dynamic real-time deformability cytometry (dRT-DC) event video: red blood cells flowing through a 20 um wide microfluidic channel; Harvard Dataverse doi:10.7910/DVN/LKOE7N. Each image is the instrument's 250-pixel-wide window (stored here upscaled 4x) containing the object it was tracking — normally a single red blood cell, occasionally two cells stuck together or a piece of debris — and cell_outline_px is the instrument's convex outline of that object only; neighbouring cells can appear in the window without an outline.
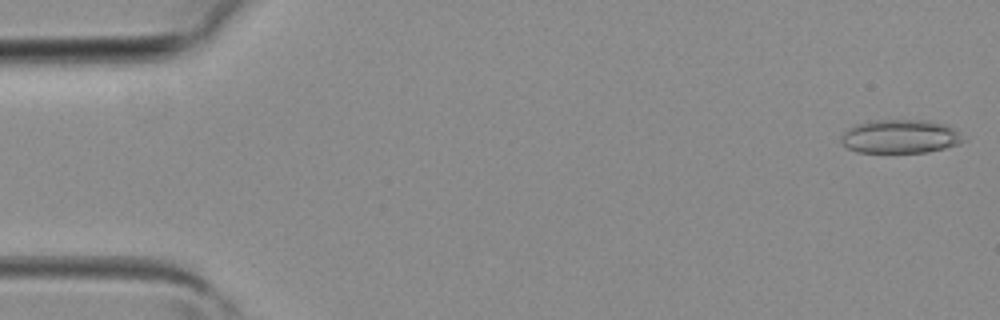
{"species": "common noctule bat (a hibernating species)", "species_latin": "Nyctalus noctula", "temperature_condition": "room temperature", "stored_images_in_passage": 4, "camera_frame_rate_fps": 3000, "um_per_image_px": 0.085, "animal": {"sex": "female", "body_mass_g": 19.3, "forearm_length_mm": 54.1}, "frame": {"image": 1, "passage_image": 1, "time_ms": 0.0, "image_size_px": [1000, 320], "cell_outline_px": [[968, 140], [960, 144], [928, 152], [856, 152], [848, 148], [840, 140], [840, 136], [852, 124], [872, 120], [928, 120], [948, 124], [960, 132]], "centroid_in_image_um": [76.56, 11.58], "position_along_channel_um": 8.4, "area_um2": 24.45}}